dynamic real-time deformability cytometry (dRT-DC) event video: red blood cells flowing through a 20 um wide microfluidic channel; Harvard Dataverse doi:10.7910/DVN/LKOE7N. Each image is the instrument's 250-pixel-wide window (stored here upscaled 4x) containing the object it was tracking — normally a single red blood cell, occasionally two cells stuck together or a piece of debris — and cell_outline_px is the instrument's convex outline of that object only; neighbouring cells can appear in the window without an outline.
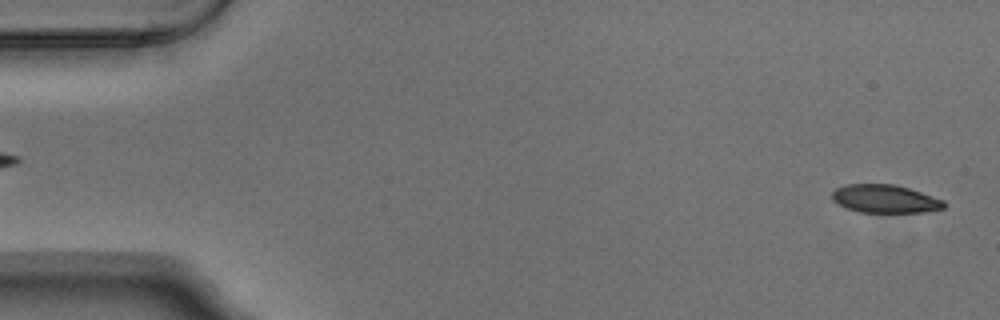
{"species": "Egyptian fruit bat (a non-hibernating species)", "species_latin": "Rousettus aegyptiacus", "temperature_condition": "warm", "stored_images_in_passage": 6, "segment_of_instrument_passage": [2, 2], "camera_frame_rate_fps": 3000, "um_per_image_px": 0.085, "animal": {"sex": "male"}, "frame": {"image": 1, "passage_image": 6, "time_ms": 1.667, "image_size_px": [1000, 320], "cell_outline_px": [[948, 204], [944, 208], [924, 212], [860, 212], [848, 208], [832, 200], [832, 192], [836, 188], [844, 184], [892, 184], [908, 188], [944, 200]], "centroid_in_image_um": [75.24, 16.9], "position_along_channel_um": 9.8, "area_um2": 18.26}}